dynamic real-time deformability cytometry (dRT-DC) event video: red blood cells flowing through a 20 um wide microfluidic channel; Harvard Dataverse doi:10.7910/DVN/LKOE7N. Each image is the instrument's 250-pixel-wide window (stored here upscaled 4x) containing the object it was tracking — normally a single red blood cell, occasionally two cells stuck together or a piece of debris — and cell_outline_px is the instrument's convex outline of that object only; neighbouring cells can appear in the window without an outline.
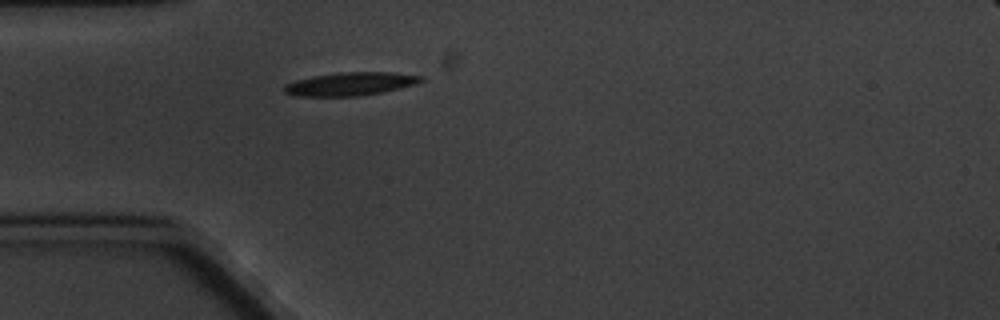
{"species": "common noctule bat (a hibernating species)", "species_latin": "Nyctalus noctula", "temperature_condition": "cold", "stored_images_in_passage": 1, "camera_frame_rate_fps": 3000, "um_per_image_px": 0.085, "animal": {"sex": "male", "body_mass_g": 20.1, "forearm_length_mm": 53.5}, "frame": {"image": 1, "passage_image": 1, "time_ms": 0.0, "image_size_px": [1000, 320], "cell_outline_px": [[424, 80], [416, 84], [384, 92], [360, 96], [296, 96], [284, 92], [284, 84], [296, 80], [312, 76], [340, 72], [392, 72], [424, 76]], "centroid_in_image_um": [29.8, 7.13], "position_along_channel_um": 55.2, "area_um2": 18.67}}